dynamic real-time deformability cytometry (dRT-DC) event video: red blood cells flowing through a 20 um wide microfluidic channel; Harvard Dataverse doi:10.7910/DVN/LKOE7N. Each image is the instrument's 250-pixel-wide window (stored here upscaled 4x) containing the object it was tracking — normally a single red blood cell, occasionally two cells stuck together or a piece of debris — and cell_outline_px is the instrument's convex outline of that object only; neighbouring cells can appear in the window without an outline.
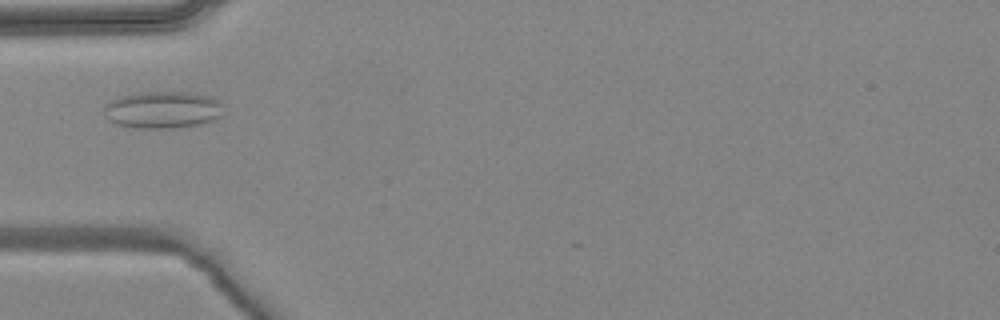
{"species": "common noctule bat (a hibernating species)", "species_latin": "Nyctalus noctula", "temperature_condition": "warm", "stored_images_in_passage": 1, "camera_frame_rate_fps": 3000, "um_per_image_px": 0.085, "animal": {"sex": "female", "body_mass_g": 24.6, "forearm_length_mm": 56.2}, "frame": {"image": 1, "passage_image": 1, "time_ms": 0.0, "image_size_px": [1000, 320], "cell_outline_px": [[220, 116], [212, 120], [200, 124], [176, 128], [140, 128], [116, 124], [108, 120], [104, 116], [104, 108], [108, 100], [120, 96], [140, 92], [196, 92], [220, 100]], "centroid_in_image_um": [13.78, 9.32], "position_along_channel_um": 71.2, "area_um2": 25.89}}